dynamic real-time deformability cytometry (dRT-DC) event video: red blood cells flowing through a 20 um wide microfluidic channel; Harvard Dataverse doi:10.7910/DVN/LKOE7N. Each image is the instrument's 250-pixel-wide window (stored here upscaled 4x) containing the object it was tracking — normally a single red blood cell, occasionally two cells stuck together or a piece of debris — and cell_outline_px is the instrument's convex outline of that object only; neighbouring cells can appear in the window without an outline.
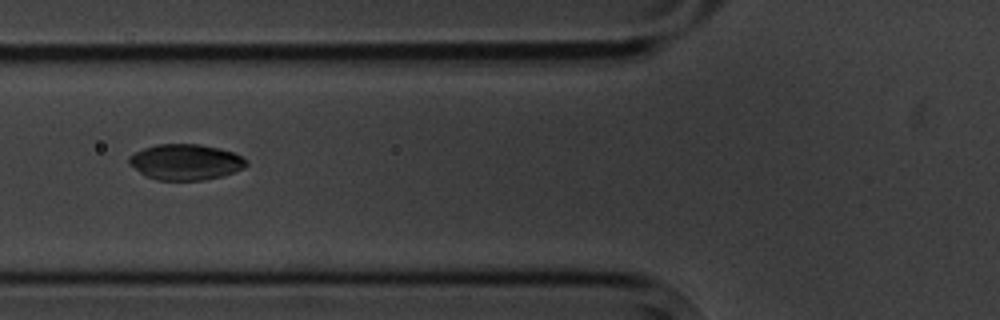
{"species": "common noctule bat (a hibernating species)", "species_latin": "Nyctalus noctula", "temperature_condition": "cold", "stored_images_in_passage": 9, "camera_frame_rate_fps": 3000, "um_per_image_px": 0.085, "animal": {"sex": "male", "body_mass_g": 20.1, "forearm_length_mm": 53.5}, "frame": {"image": 1, "passage_image": 6, "time_ms": 6.667, "image_size_px": [1000, 320], "cell_outline_px": [[248, 164], [244, 168], [236, 172], [204, 180], [156, 180], [144, 176], [128, 164], [128, 156], [144, 148], [156, 144], [200, 144], [232, 152], [248, 160]], "centroid_in_image_um": [15.75, 13.78], "position_along_channel_um": 110.1, "area_um2": 24.57}}
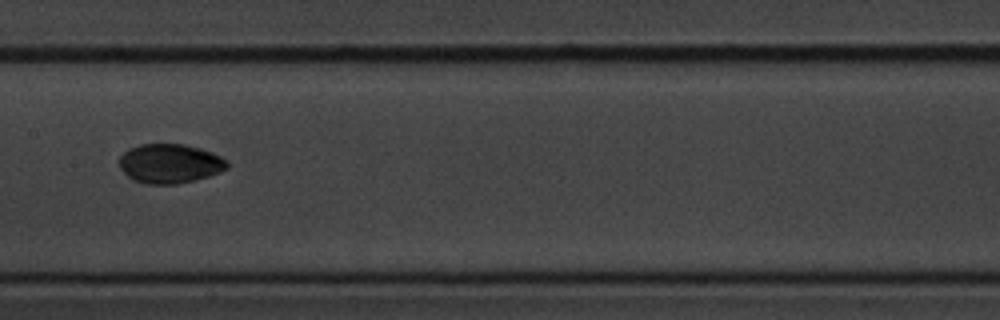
{"frame": {"image": 2, "passage_image": 8, "time_ms": 9.0, "image_size_px": [1000, 320], "cell_outline_px": [[228, 168], [220, 172], [208, 176], [176, 184], [148, 184], [132, 180], [120, 168], [120, 156], [128, 148], [140, 144], [184, 144], [200, 148], [212, 152], [228, 160]], "centroid_in_image_um": [14.44, 13.89], "position_along_channel_um": 193.0, "area_um2": 24.74}}
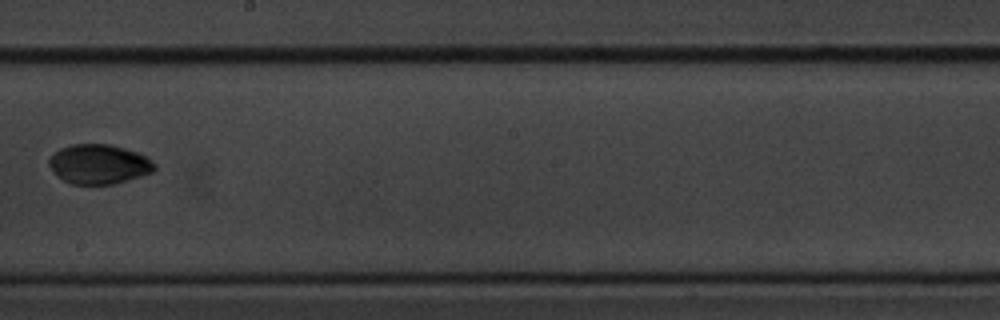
{"frame": {"image": 3, "passage_image": 9, "time_ms": 10.333, "image_size_px": [1000, 320], "cell_outline_px": [[156, 168], [152, 172], [140, 176], [112, 184], [68, 184], [48, 164], [48, 160], [60, 148], [72, 144], [112, 144], [148, 156], [156, 164]], "centroid_in_image_um": [8.44, 13.94], "position_along_channel_um": 239.8, "area_um2": 24.16}}